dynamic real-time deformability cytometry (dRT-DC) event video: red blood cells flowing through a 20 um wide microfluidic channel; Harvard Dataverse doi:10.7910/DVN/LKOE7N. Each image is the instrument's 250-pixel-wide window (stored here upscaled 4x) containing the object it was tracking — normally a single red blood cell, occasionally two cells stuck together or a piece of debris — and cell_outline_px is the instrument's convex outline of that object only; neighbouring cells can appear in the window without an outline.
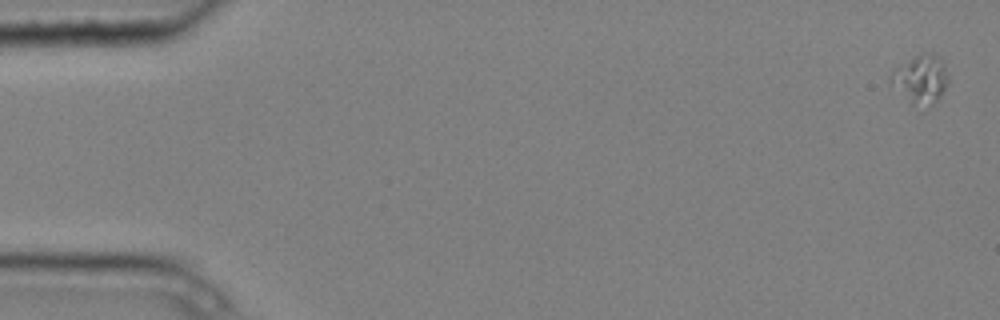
{"species": "common noctule bat (a hibernating species)", "species_latin": "Nyctalus noctula", "temperature_condition": "cold", "stored_images_in_passage": 7, "segment_of_instrument_passage": [1, 2], "camera_frame_rate_fps": 3000, "um_per_image_px": 0.085, "animal": {"sex": "male", "body_mass_g": 20.4}, "frame": {"image": 1, "passage_image": 1, "time_ms": 0.0, "image_size_px": [1000, 320], "cell_outline_px": [[948, 84], [940, 96], [928, 108], [912, 104], [888, 80], [888, 76], [896, 68], [916, 56], [932, 52], [940, 56], [944, 64], [948, 76]], "centroid_in_image_um": [78.29, 6.74], "position_along_channel_um": 6.7, "area_um2": 16.01}}